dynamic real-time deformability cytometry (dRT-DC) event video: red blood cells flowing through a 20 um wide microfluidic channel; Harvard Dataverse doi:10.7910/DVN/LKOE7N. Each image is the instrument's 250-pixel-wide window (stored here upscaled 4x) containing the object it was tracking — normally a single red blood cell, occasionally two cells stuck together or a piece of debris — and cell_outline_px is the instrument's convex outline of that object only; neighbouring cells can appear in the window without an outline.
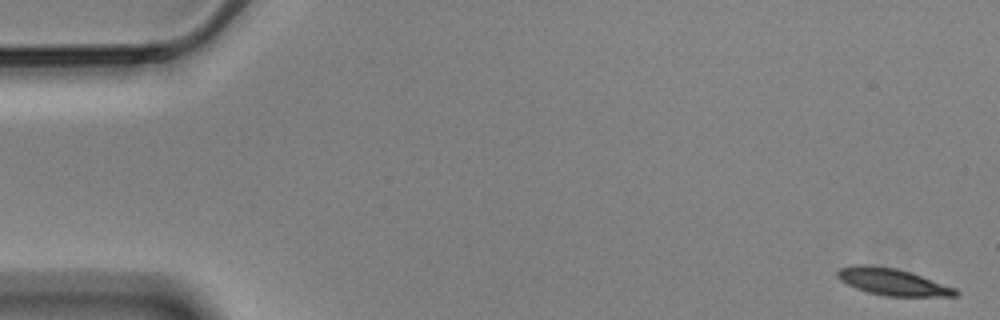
{"species": "Egyptian fruit bat (a non-hibernating species)", "species_latin": "Rousettus aegyptiacus", "temperature_condition": "cold", "stored_images_in_passage": 16, "camera_frame_rate_fps": 3000, "um_per_image_px": 0.085, "animal": {"sex": "male"}, "frame": {"image": 1, "passage_image": 1, "time_ms": 0.0, "image_size_px": [1000, 320], "cell_outline_px": [[960, 292], [956, 296], [884, 296], [868, 292], [856, 288], [840, 280], [836, 276], [836, 272], [840, 268], [852, 264], [864, 264], [896, 268], [956, 288]], "centroid_in_image_um": [75.82, 23.95], "position_along_channel_um": 9.2, "area_um2": 18.32}}